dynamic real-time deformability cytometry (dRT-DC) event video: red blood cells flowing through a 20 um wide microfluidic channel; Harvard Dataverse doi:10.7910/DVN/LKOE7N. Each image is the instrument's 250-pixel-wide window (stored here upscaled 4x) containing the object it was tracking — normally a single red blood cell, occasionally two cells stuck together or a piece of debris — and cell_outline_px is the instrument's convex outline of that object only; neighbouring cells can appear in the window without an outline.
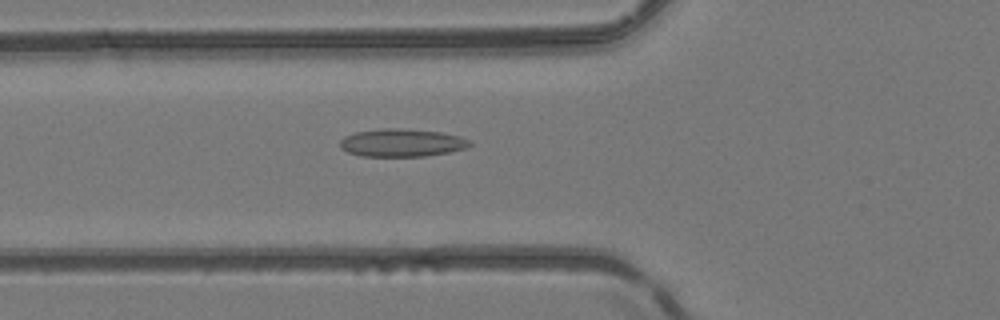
{"species": "common noctule bat (a hibernating species)", "species_latin": "Nyctalus noctula", "temperature_condition": "room temperature", "stored_images_in_passage": 48, "camera_frame_rate_fps": 3000, "um_per_image_px": 0.085, "animal": {"sex": "female", "body_mass_g": 24.6, "forearm_length_mm": 56.2}, "frame": {"image": 1, "passage_image": 16, "time_ms": 5.0, "image_size_px": [1000, 320], "cell_outline_px": [[472, 144], [464, 148], [448, 152], [424, 156], [360, 156], [348, 152], [340, 148], [340, 140], [344, 136], [356, 132], [384, 128], [400, 128], [440, 132], [460, 136], [468, 140]], "centroid_in_image_um": [34.11, 12.13], "position_along_channel_um": 91.7, "area_um2": 20.92}}
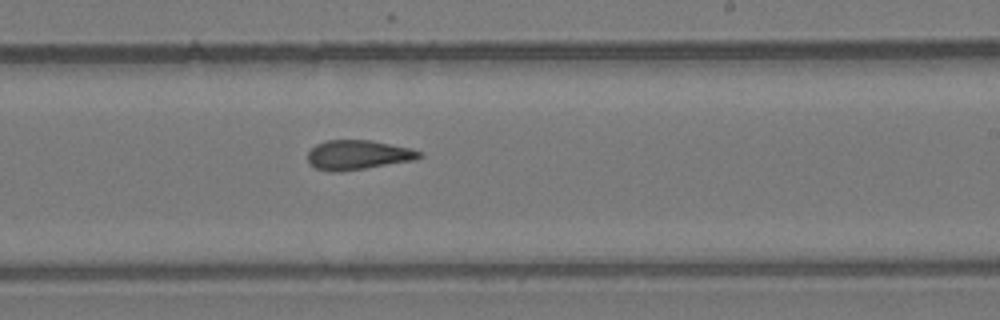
{"frame": {"image": 2, "passage_image": 28, "time_ms": 9.0, "image_size_px": [1000, 320], "cell_outline_px": [[424, 156], [416, 160], [340, 172], [332, 172], [316, 168], [308, 164], [308, 152], [316, 144], [328, 140], [372, 140], [412, 148], [424, 152]], "centroid_in_image_um": [30.47, 13.16], "position_along_channel_um": 258.5, "area_um2": 19.48}}
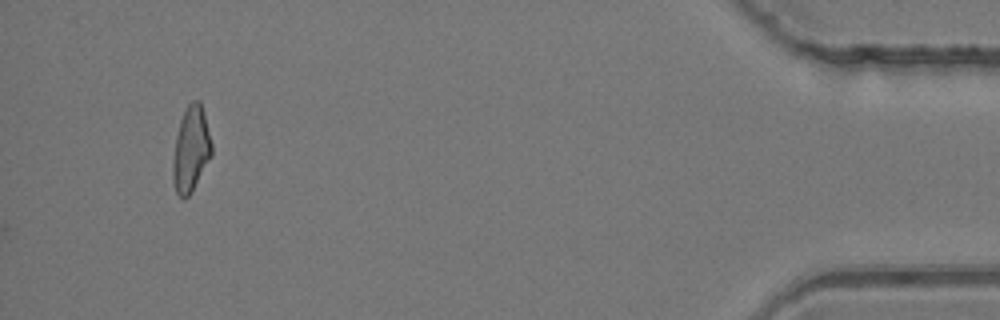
{"frame": {"image": 3, "passage_image": 45, "time_ms": 14.667, "image_size_px": [1000, 320], "cell_outline_px": [[212, 156], [192, 192], [184, 200], [176, 192], [172, 176], [172, 168], [176, 136], [180, 120], [188, 104], [192, 100], [200, 100], [212, 144]], "centroid_in_image_um": [16.23, 12.71], "position_along_channel_um": 419.0, "area_um2": 19.25}, "authors_computed_cell_mechanics": {"area_um2": 19.5653, "velocity_mm_per_s": 4.1628, "shape_relaxation_time_tau1_ms": null, "shape_relaxation_time_tau2_ms": 3.1891, "deformation_change_tau1": null, "deformation_change_tau2": 0.1196}}